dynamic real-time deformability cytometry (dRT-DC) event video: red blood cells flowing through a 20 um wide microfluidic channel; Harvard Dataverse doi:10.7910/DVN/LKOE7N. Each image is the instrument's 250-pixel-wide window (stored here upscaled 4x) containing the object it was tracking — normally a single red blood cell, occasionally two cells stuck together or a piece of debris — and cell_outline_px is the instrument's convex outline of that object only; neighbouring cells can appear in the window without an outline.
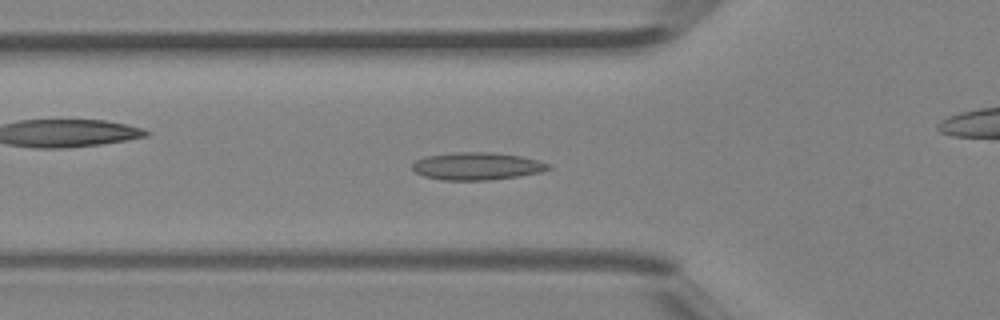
{"species": "Egyptian fruit bat (a non-hibernating species)", "species_latin": "Rousettus aegyptiacus", "temperature_condition": "room temperature", "stored_images_in_passage": 46, "camera_frame_rate_fps": 3000, "um_per_image_px": 0.085, "animal": {"sex": "female"}, "frame": {"image": 1, "passage_image": 16, "time_ms": 5.0, "image_size_px": [1000, 320], "cell_outline_px": [[552, 168], [540, 172], [520, 176], [488, 180], [444, 180], [424, 176], [416, 172], [412, 168], [412, 164], [416, 160], [424, 156], [456, 152], [492, 152], [520, 156], [536, 160], [548, 164]], "centroid_in_image_um": [40.52, 14.12], "position_along_channel_um": 85.3, "area_um2": 21.73}}
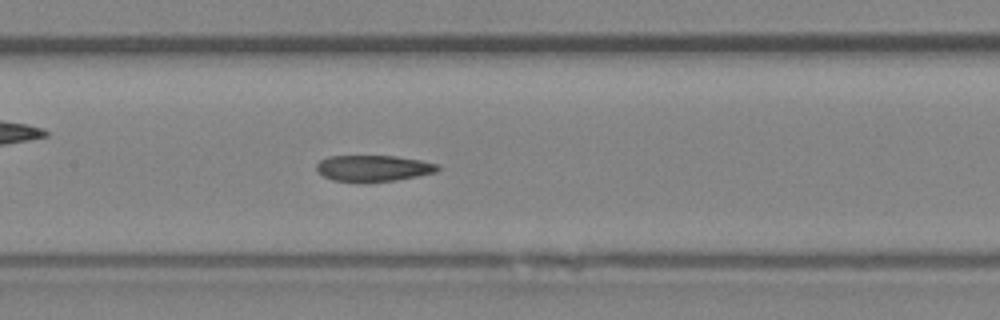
{"frame": {"image": 2, "passage_image": 22, "time_ms": 7.0, "image_size_px": [1000, 320], "cell_outline_px": [[440, 168], [436, 172], [396, 180], [332, 180], [324, 176], [316, 168], [316, 164], [320, 160], [328, 156], [396, 156], [420, 160], [436, 164]], "centroid_in_image_um": [31.73, 14.27], "position_along_channel_um": 175.7, "area_um2": 17.86}}
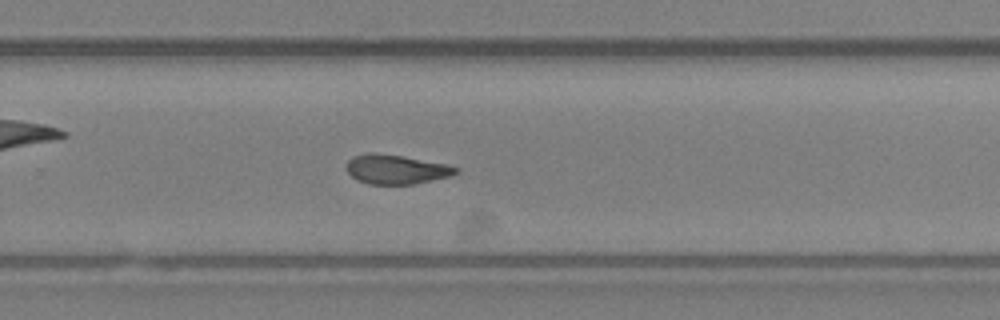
{"frame": {"image": 3, "passage_image": 30, "time_ms": 9.667, "image_size_px": [1000, 320], "cell_outline_px": [[460, 172], [452, 176], [412, 184], [368, 184], [356, 180], [348, 172], [348, 160], [352, 156], [368, 152], [404, 156], [444, 164], [460, 168]], "centroid_in_image_um": [33.68, 14.39], "position_along_channel_um": 296.1, "area_um2": 18.67}, "authors_computed_cell_mechanics": {"area_um2": 19.3919, "velocity_mm_per_s": 4.5325, "shape_relaxation_time_tau1_ms": null, "shape_relaxation_time_tau2_ms": 2.432, "deformation_change_tau1": null, "deformation_change_tau2": 0.0773}}